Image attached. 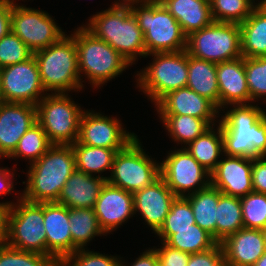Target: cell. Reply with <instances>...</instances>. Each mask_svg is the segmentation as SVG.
I'll use <instances>...</instances> for the list:
<instances>
[{"label":"cell","instance_id":"obj_17","mask_svg":"<svg viewBox=\"0 0 266 266\" xmlns=\"http://www.w3.org/2000/svg\"><path fill=\"white\" fill-rule=\"evenodd\" d=\"M211 173V185L222 194L242 198L253 191V158L222 155Z\"/></svg>","mask_w":266,"mask_h":266},{"label":"cell","instance_id":"obj_18","mask_svg":"<svg viewBox=\"0 0 266 266\" xmlns=\"http://www.w3.org/2000/svg\"><path fill=\"white\" fill-rule=\"evenodd\" d=\"M43 226L46 232V255L59 265L72 254L69 208L57 202L44 203Z\"/></svg>","mask_w":266,"mask_h":266},{"label":"cell","instance_id":"obj_28","mask_svg":"<svg viewBox=\"0 0 266 266\" xmlns=\"http://www.w3.org/2000/svg\"><path fill=\"white\" fill-rule=\"evenodd\" d=\"M184 148L211 174L216 169L220 161L219 158L223 154V138L220 124L218 123L216 130L211 126Z\"/></svg>","mask_w":266,"mask_h":266},{"label":"cell","instance_id":"obj_1","mask_svg":"<svg viewBox=\"0 0 266 266\" xmlns=\"http://www.w3.org/2000/svg\"><path fill=\"white\" fill-rule=\"evenodd\" d=\"M216 121L221 126L223 155L266 156V116L258 105L239 104Z\"/></svg>","mask_w":266,"mask_h":266},{"label":"cell","instance_id":"obj_5","mask_svg":"<svg viewBox=\"0 0 266 266\" xmlns=\"http://www.w3.org/2000/svg\"><path fill=\"white\" fill-rule=\"evenodd\" d=\"M129 6L144 34L147 55L186 50L187 36L158 0L136 1Z\"/></svg>","mask_w":266,"mask_h":266},{"label":"cell","instance_id":"obj_12","mask_svg":"<svg viewBox=\"0 0 266 266\" xmlns=\"http://www.w3.org/2000/svg\"><path fill=\"white\" fill-rule=\"evenodd\" d=\"M183 147L171 150L160 163V176L176 197L196 193L211 184V174Z\"/></svg>","mask_w":266,"mask_h":266},{"label":"cell","instance_id":"obj_9","mask_svg":"<svg viewBox=\"0 0 266 266\" xmlns=\"http://www.w3.org/2000/svg\"><path fill=\"white\" fill-rule=\"evenodd\" d=\"M18 199L8 210L6 244L46 255L44 203L27 201L21 195Z\"/></svg>","mask_w":266,"mask_h":266},{"label":"cell","instance_id":"obj_19","mask_svg":"<svg viewBox=\"0 0 266 266\" xmlns=\"http://www.w3.org/2000/svg\"><path fill=\"white\" fill-rule=\"evenodd\" d=\"M93 209L100 228L110 234L133 217V194L106 182Z\"/></svg>","mask_w":266,"mask_h":266},{"label":"cell","instance_id":"obj_44","mask_svg":"<svg viewBox=\"0 0 266 266\" xmlns=\"http://www.w3.org/2000/svg\"><path fill=\"white\" fill-rule=\"evenodd\" d=\"M162 247L155 248L159 266H187L190 254L172 248L161 241Z\"/></svg>","mask_w":266,"mask_h":266},{"label":"cell","instance_id":"obj_47","mask_svg":"<svg viewBox=\"0 0 266 266\" xmlns=\"http://www.w3.org/2000/svg\"><path fill=\"white\" fill-rule=\"evenodd\" d=\"M12 1L0 4V39L11 31Z\"/></svg>","mask_w":266,"mask_h":266},{"label":"cell","instance_id":"obj_2","mask_svg":"<svg viewBox=\"0 0 266 266\" xmlns=\"http://www.w3.org/2000/svg\"><path fill=\"white\" fill-rule=\"evenodd\" d=\"M76 170L71 145L53 144L29 166L25 190L21 197L35 203L57 202L62 188Z\"/></svg>","mask_w":266,"mask_h":266},{"label":"cell","instance_id":"obj_48","mask_svg":"<svg viewBox=\"0 0 266 266\" xmlns=\"http://www.w3.org/2000/svg\"><path fill=\"white\" fill-rule=\"evenodd\" d=\"M127 262H124L120 260L119 266H128L126 264ZM131 266H159L158 264V256L156 253V249L149 248L146 251H144L136 260L130 264Z\"/></svg>","mask_w":266,"mask_h":266},{"label":"cell","instance_id":"obj_24","mask_svg":"<svg viewBox=\"0 0 266 266\" xmlns=\"http://www.w3.org/2000/svg\"><path fill=\"white\" fill-rule=\"evenodd\" d=\"M105 178L75 170L61 190L57 203L68 208H94Z\"/></svg>","mask_w":266,"mask_h":266},{"label":"cell","instance_id":"obj_31","mask_svg":"<svg viewBox=\"0 0 266 266\" xmlns=\"http://www.w3.org/2000/svg\"><path fill=\"white\" fill-rule=\"evenodd\" d=\"M69 222L72 236V253L85 249L95 236L105 235L100 228L93 208H69Z\"/></svg>","mask_w":266,"mask_h":266},{"label":"cell","instance_id":"obj_38","mask_svg":"<svg viewBox=\"0 0 266 266\" xmlns=\"http://www.w3.org/2000/svg\"><path fill=\"white\" fill-rule=\"evenodd\" d=\"M240 202L244 228L266 231V194L252 191Z\"/></svg>","mask_w":266,"mask_h":266},{"label":"cell","instance_id":"obj_7","mask_svg":"<svg viewBox=\"0 0 266 266\" xmlns=\"http://www.w3.org/2000/svg\"><path fill=\"white\" fill-rule=\"evenodd\" d=\"M152 63L137 71L136 82L143 93L154 105L167 93L187 87L188 53L178 52L153 53Z\"/></svg>","mask_w":266,"mask_h":266},{"label":"cell","instance_id":"obj_30","mask_svg":"<svg viewBox=\"0 0 266 266\" xmlns=\"http://www.w3.org/2000/svg\"><path fill=\"white\" fill-rule=\"evenodd\" d=\"M190 202L196 224L216 240L217 205L219 190L211 184L196 193L185 196Z\"/></svg>","mask_w":266,"mask_h":266},{"label":"cell","instance_id":"obj_50","mask_svg":"<svg viewBox=\"0 0 266 266\" xmlns=\"http://www.w3.org/2000/svg\"><path fill=\"white\" fill-rule=\"evenodd\" d=\"M253 266H266V251Z\"/></svg>","mask_w":266,"mask_h":266},{"label":"cell","instance_id":"obj_32","mask_svg":"<svg viewBox=\"0 0 266 266\" xmlns=\"http://www.w3.org/2000/svg\"><path fill=\"white\" fill-rule=\"evenodd\" d=\"M159 117L170 137L181 146H187L211 127L206 120L190 115L159 114Z\"/></svg>","mask_w":266,"mask_h":266},{"label":"cell","instance_id":"obj_45","mask_svg":"<svg viewBox=\"0 0 266 266\" xmlns=\"http://www.w3.org/2000/svg\"><path fill=\"white\" fill-rule=\"evenodd\" d=\"M252 187L254 192L266 194V156L253 158Z\"/></svg>","mask_w":266,"mask_h":266},{"label":"cell","instance_id":"obj_13","mask_svg":"<svg viewBox=\"0 0 266 266\" xmlns=\"http://www.w3.org/2000/svg\"><path fill=\"white\" fill-rule=\"evenodd\" d=\"M11 31L34 53L56 43L65 32L48 12L12 1Z\"/></svg>","mask_w":266,"mask_h":266},{"label":"cell","instance_id":"obj_15","mask_svg":"<svg viewBox=\"0 0 266 266\" xmlns=\"http://www.w3.org/2000/svg\"><path fill=\"white\" fill-rule=\"evenodd\" d=\"M137 137L135 133L127 132L121 120L107 117L93 110H84L80 119L78 142L87 146L123 150Z\"/></svg>","mask_w":266,"mask_h":266},{"label":"cell","instance_id":"obj_8","mask_svg":"<svg viewBox=\"0 0 266 266\" xmlns=\"http://www.w3.org/2000/svg\"><path fill=\"white\" fill-rule=\"evenodd\" d=\"M68 95L48 93L36 105L37 122L52 144L71 145L78 141L84 110Z\"/></svg>","mask_w":266,"mask_h":266},{"label":"cell","instance_id":"obj_46","mask_svg":"<svg viewBox=\"0 0 266 266\" xmlns=\"http://www.w3.org/2000/svg\"><path fill=\"white\" fill-rule=\"evenodd\" d=\"M14 173L10 171V168H0V196L11 194V191L14 189V182L12 181L14 178ZM14 203L13 202H0V205L3 207L10 208Z\"/></svg>","mask_w":266,"mask_h":266},{"label":"cell","instance_id":"obj_10","mask_svg":"<svg viewBox=\"0 0 266 266\" xmlns=\"http://www.w3.org/2000/svg\"><path fill=\"white\" fill-rule=\"evenodd\" d=\"M188 55L215 64L242 57L240 25L213 22L187 36Z\"/></svg>","mask_w":266,"mask_h":266},{"label":"cell","instance_id":"obj_20","mask_svg":"<svg viewBox=\"0 0 266 266\" xmlns=\"http://www.w3.org/2000/svg\"><path fill=\"white\" fill-rule=\"evenodd\" d=\"M176 196L160 176L156 181L133 194L134 214L142 219L155 233L163 225Z\"/></svg>","mask_w":266,"mask_h":266},{"label":"cell","instance_id":"obj_16","mask_svg":"<svg viewBox=\"0 0 266 266\" xmlns=\"http://www.w3.org/2000/svg\"><path fill=\"white\" fill-rule=\"evenodd\" d=\"M36 122V105L0 101V157L8 158Z\"/></svg>","mask_w":266,"mask_h":266},{"label":"cell","instance_id":"obj_29","mask_svg":"<svg viewBox=\"0 0 266 266\" xmlns=\"http://www.w3.org/2000/svg\"><path fill=\"white\" fill-rule=\"evenodd\" d=\"M75 155L76 169L87 173L89 175L99 174V177L105 178L108 180V177L101 175L103 172L109 169L110 174L113 167V162L116 150L103 147H93L80 144L76 141L74 144H71ZM94 173V174H93Z\"/></svg>","mask_w":266,"mask_h":266},{"label":"cell","instance_id":"obj_26","mask_svg":"<svg viewBox=\"0 0 266 266\" xmlns=\"http://www.w3.org/2000/svg\"><path fill=\"white\" fill-rule=\"evenodd\" d=\"M239 25L242 57L266 56V1L258 4Z\"/></svg>","mask_w":266,"mask_h":266},{"label":"cell","instance_id":"obj_52","mask_svg":"<svg viewBox=\"0 0 266 266\" xmlns=\"http://www.w3.org/2000/svg\"><path fill=\"white\" fill-rule=\"evenodd\" d=\"M10 1H13V0H0V4L7 3V2H10Z\"/></svg>","mask_w":266,"mask_h":266},{"label":"cell","instance_id":"obj_43","mask_svg":"<svg viewBox=\"0 0 266 266\" xmlns=\"http://www.w3.org/2000/svg\"><path fill=\"white\" fill-rule=\"evenodd\" d=\"M187 266H227L221 243L206 251L190 254Z\"/></svg>","mask_w":266,"mask_h":266},{"label":"cell","instance_id":"obj_36","mask_svg":"<svg viewBox=\"0 0 266 266\" xmlns=\"http://www.w3.org/2000/svg\"><path fill=\"white\" fill-rule=\"evenodd\" d=\"M265 1L255 3L254 0H211L212 17L214 22L241 24L258 4Z\"/></svg>","mask_w":266,"mask_h":266},{"label":"cell","instance_id":"obj_34","mask_svg":"<svg viewBox=\"0 0 266 266\" xmlns=\"http://www.w3.org/2000/svg\"><path fill=\"white\" fill-rule=\"evenodd\" d=\"M164 243L189 254L206 251L218 244L211 234L196 223L189 229L174 230V234H171Z\"/></svg>","mask_w":266,"mask_h":266},{"label":"cell","instance_id":"obj_22","mask_svg":"<svg viewBox=\"0 0 266 266\" xmlns=\"http://www.w3.org/2000/svg\"><path fill=\"white\" fill-rule=\"evenodd\" d=\"M221 245L227 266H253L266 251V231L241 228Z\"/></svg>","mask_w":266,"mask_h":266},{"label":"cell","instance_id":"obj_40","mask_svg":"<svg viewBox=\"0 0 266 266\" xmlns=\"http://www.w3.org/2000/svg\"><path fill=\"white\" fill-rule=\"evenodd\" d=\"M245 74L251 103L266 96V56L245 58Z\"/></svg>","mask_w":266,"mask_h":266},{"label":"cell","instance_id":"obj_27","mask_svg":"<svg viewBox=\"0 0 266 266\" xmlns=\"http://www.w3.org/2000/svg\"><path fill=\"white\" fill-rule=\"evenodd\" d=\"M187 87L210 100L219 109L216 64L188 55Z\"/></svg>","mask_w":266,"mask_h":266},{"label":"cell","instance_id":"obj_11","mask_svg":"<svg viewBox=\"0 0 266 266\" xmlns=\"http://www.w3.org/2000/svg\"><path fill=\"white\" fill-rule=\"evenodd\" d=\"M160 177V163L149 157L138 136L115 155L107 182L132 194Z\"/></svg>","mask_w":266,"mask_h":266},{"label":"cell","instance_id":"obj_23","mask_svg":"<svg viewBox=\"0 0 266 266\" xmlns=\"http://www.w3.org/2000/svg\"><path fill=\"white\" fill-rule=\"evenodd\" d=\"M219 86V110L229 105L251 104L245 74V58L216 64ZM227 106V107H226Z\"/></svg>","mask_w":266,"mask_h":266},{"label":"cell","instance_id":"obj_14","mask_svg":"<svg viewBox=\"0 0 266 266\" xmlns=\"http://www.w3.org/2000/svg\"><path fill=\"white\" fill-rule=\"evenodd\" d=\"M45 92L34 55L0 69V101L37 105Z\"/></svg>","mask_w":266,"mask_h":266},{"label":"cell","instance_id":"obj_6","mask_svg":"<svg viewBox=\"0 0 266 266\" xmlns=\"http://www.w3.org/2000/svg\"><path fill=\"white\" fill-rule=\"evenodd\" d=\"M72 35L77 48L80 79L84 73L92 88L118 77L130 66L118 51L97 38L84 25L75 29Z\"/></svg>","mask_w":266,"mask_h":266},{"label":"cell","instance_id":"obj_33","mask_svg":"<svg viewBox=\"0 0 266 266\" xmlns=\"http://www.w3.org/2000/svg\"><path fill=\"white\" fill-rule=\"evenodd\" d=\"M216 220V241L223 242L228 236L244 228L240 198L219 191Z\"/></svg>","mask_w":266,"mask_h":266},{"label":"cell","instance_id":"obj_21","mask_svg":"<svg viewBox=\"0 0 266 266\" xmlns=\"http://www.w3.org/2000/svg\"><path fill=\"white\" fill-rule=\"evenodd\" d=\"M155 107L157 114L190 115L204 119L214 127L215 119L220 117V110L210 100L188 87L167 93L155 104Z\"/></svg>","mask_w":266,"mask_h":266},{"label":"cell","instance_id":"obj_49","mask_svg":"<svg viewBox=\"0 0 266 266\" xmlns=\"http://www.w3.org/2000/svg\"><path fill=\"white\" fill-rule=\"evenodd\" d=\"M8 207L0 205V246L6 244L7 241V215Z\"/></svg>","mask_w":266,"mask_h":266},{"label":"cell","instance_id":"obj_3","mask_svg":"<svg viewBox=\"0 0 266 266\" xmlns=\"http://www.w3.org/2000/svg\"><path fill=\"white\" fill-rule=\"evenodd\" d=\"M88 21L84 26L118 51L130 65L135 64L139 56H147L144 34L129 4H113Z\"/></svg>","mask_w":266,"mask_h":266},{"label":"cell","instance_id":"obj_51","mask_svg":"<svg viewBox=\"0 0 266 266\" xmlns=\"http://www.w3.org/2000/svg\"><path fill=\"white\" fill-rule=\"evenodd\" d=\"M121 1L120 0H117V1H114L113 3L114 4H130L132 2L141 1V0H121Z\"/></svg>","mask_w":266,"mask_h":266},{"label":"cell","instance_id":"obj_25","mask_svg":"<svg viewBox=\"0 0 266 266\" xmlns=\"http://www.w3.org/2000/svg\"><path fill=\"white\" fill-rule=\"evenodd\" d=\"M189 36L214 22L210 2L205 0H158Z\"/></svg>","mask_w":266,"mask_h":266},{"label":"cell","instance_id":"obj_4","mask_svg":"<svg viewBox=\"0 0 266 266\" xmlns=\"http://www.w3.org/2000/svg\"><path fill=\"white\" fill-rule=\"evenodd\" d=\"M42 85L47 92L68 93L84 88L78 71L77 48L71 34L63 35L56 43L33 53Z\"/></svg>","mask_w":266,"mask_h":266},{"label":"cell","instance_id":"obj_39","mask_svg":"<svg viewBox=\"0 0 266 266\" xmlns=\"http://www.w3.org/2000/svg\"><path fill=\"white\" fill-rule=\"evenodd\" d=\"M0 266H59L51 257L8 246H0Z\"/></svg>","mask_w":266,"mask_h":266},{"label":"cell","instance_id":"obj_37","mask_svg":"<svg viewBox=\"0 0 266 266\" xmlns=\"http://www.w3.org/2000/svg\"><path fill=\"white\" fill-rule=\"evenodd\" d=\"M195 223L190 202L185 197H176L163 225L155 234L164 242L171 234H174V230L189 229Z\"/></svg>","mask_w":266,"mask_h":266},{"label":"cell","instance_id":"obj_35","mask_svg":"<svg viewBox=\"0 0 266 266\" xmlns=\"http://www.w3.org/2000/svg\"><path fill=\"white\" fill-rule=\"evenodd\" d=\"M52 145L41 125L36 122L24 133L17 147L8 158L29 159L31 165L41 158Z\"/></svg>","mask_w":266,"mask_h":266},{"label":"cell","instance_id":"obj_41","mask_svg":"<svg viewBox=\"0 0 266 266\" xmlns=\"http://www.w3.org/2000/svg\"><path fill=\"white\" fill-rule=\"evenodd\" d=\"M32 55L33 52L12 31L0 39V69L24 62Z\"/></svg>","mask_w":266,"mask_h":266},{"label":"cell","instance_id":"obj_42","mask_svg":"<svg viewBox=\"0 0 266 266\" xmlns=\"http://www.w3.org/2000/svg\"><path fill=\"white\" fill-rule=\"evenodd\" d=\"M120 260L118 256L79 249L67 256L59 266H119Z\"/></svg>","mask_w":266,"mask_h":266}]
</instances>
